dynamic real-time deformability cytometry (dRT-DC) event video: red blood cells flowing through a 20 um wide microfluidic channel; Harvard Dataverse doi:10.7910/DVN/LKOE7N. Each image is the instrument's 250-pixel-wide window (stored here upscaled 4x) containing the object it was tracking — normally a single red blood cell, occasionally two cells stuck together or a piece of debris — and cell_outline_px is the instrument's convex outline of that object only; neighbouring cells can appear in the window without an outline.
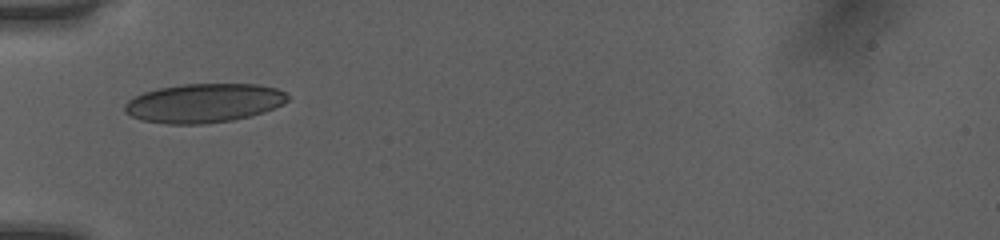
{"species": "human", "species_latin": "Homo sapiens", "temperature_condition": "room temperature", "stored_images_in_passage": 34, "camera_frame_rate_fps": 3000, "um_per_image_px": 0.085, "donor": {"sex": "female"}, "frame": {"image": 1, "passage_image": 1, "time_ms": 0.0, "image_size_px": [1000, 240], "cell_outline_px": [[288, 100], [284, 104], [264, 112], [232, 120], [200, 124], [168, 124], [140, 120], [124, 112], [124, 104], [128, 100], [144, 92], [160, 88], [180, 84], [260, 84], [276, 88], [284, 92], [288, 96]], "centroid_in_image_um": [17.32, 8.76], "position_along_channel_um": 67.7, "area_um2": 37.05}}
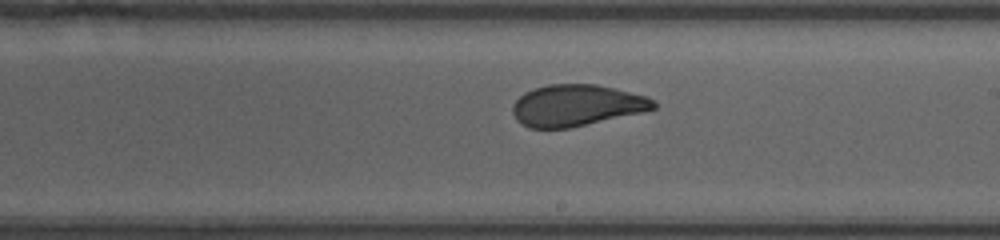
{"frame": {"image": 2, "passage_image": 14, "time_ms": 4.333, "image_size_px": [1000, 240], "cell_outline_px": [[656, 108], [640, 112], [568, 128], [528, 128], [520, 124], [516, 120], [512, 112], [512, 104], [524, 92], [532, 88], [548, 84], [596, 84], [648, 96], [656, 100]], "centroid_in_image_um": [48.96, 8.95], "position_along_channel_um": 240.0, "area_um2": 34.04}}
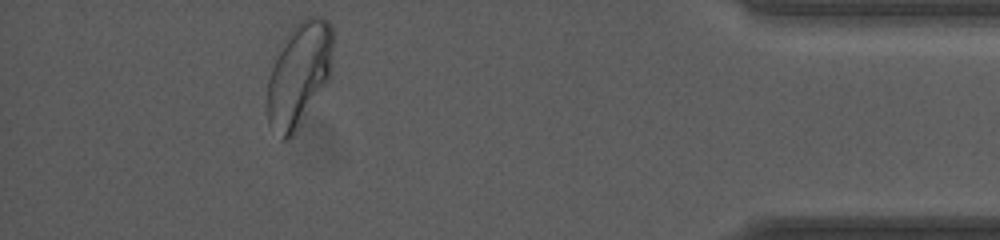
{"frame": {"image": 3, "passage_image": 30, "time_ms": 9.667, "image_size_px": [1000, 240], "cell_outline_px": [[332, 68], [328, 80], [292, 136], [284, 140], [280, 140], [268, 124], [264, 100], [268, 80], [272, 68], [284, 36], [304, 16], [324, 16], [332, 24]], "centroid_in_image_um": [25.38, 6.31], "position_along_channel_um": 409.8, "area_um2": 40.46}, "authors_computed_cell_mechanics": {"area_um2": 35.2291, "velocity_mm_per_s": 4.0274, "shape_relaxation_time_tau1_ms": 4.6997, "shape_relaxation_time_tau2_ms": null, "deformation_change_tau1": 0.1365, "deformation_change_tau2": null}}